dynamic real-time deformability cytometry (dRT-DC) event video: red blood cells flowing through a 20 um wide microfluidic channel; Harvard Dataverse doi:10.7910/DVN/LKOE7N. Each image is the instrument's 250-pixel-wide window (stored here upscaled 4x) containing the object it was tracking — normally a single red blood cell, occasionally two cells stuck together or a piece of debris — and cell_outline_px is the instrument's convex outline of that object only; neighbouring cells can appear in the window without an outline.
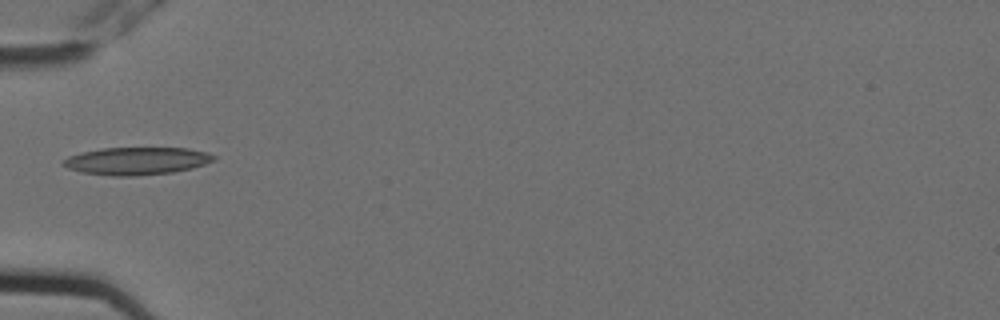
{"species": "Egyptian fruit bat (a non-hibernating species)", "species_latin": "Rousettus aegyptiacus", "temperature_condition": "cold", "stored_images_in_passage": 1, "camera_frame_rate_fps": 3000, "um_per_image_px": 0.085, "animal": {"sex": "female"}, "frame": {"image": 1, "passage_image": 1, "time_ms": 0.0, "image_size_px": [1000, 320], "cell_outline_px": [[216, 160], [192, 168], [172, 172], [136, 176], [112, 176], [80, 172], [68, 168], [60, 164], [68, 156], [80, 152], [100, 148], [188, 148], [208, 152], [216, 156]], "centroid_in_image_um": [11.6, 13.68], "position_along_channel_um": 73.4, "area_um2": 24.39}}